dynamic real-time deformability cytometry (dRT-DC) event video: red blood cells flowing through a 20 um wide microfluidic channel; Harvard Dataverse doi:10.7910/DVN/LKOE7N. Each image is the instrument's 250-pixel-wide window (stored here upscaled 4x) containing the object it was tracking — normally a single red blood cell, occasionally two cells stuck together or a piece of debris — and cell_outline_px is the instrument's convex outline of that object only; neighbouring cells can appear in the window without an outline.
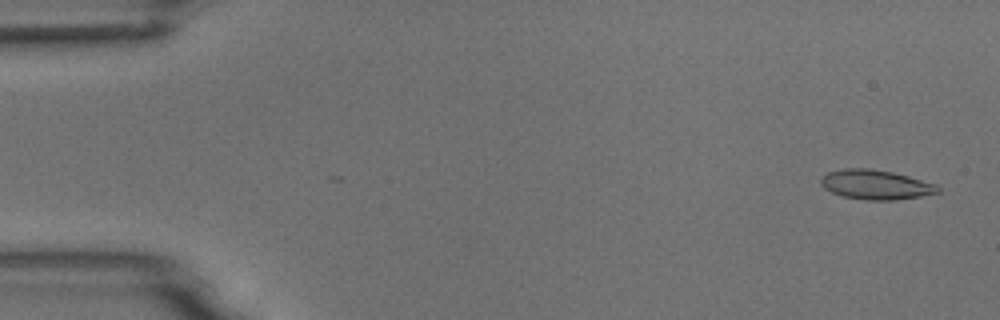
{"species": "common noctule bat (a hibernating species)", "species_latin": "Nyctalus noctula", "temperature_condition": "room temperature", "stored_images_in_passage": 5, "camera_frame_rate_fps": 3000, "um_per_image_px": 0.085, "animal": {"sex": "male", "body_mass_g": 18.8}, "frame": {"image": 1, "passage_image": 1, "time_ms": 0.0, "image_size_px": [1000, 320], "cell_outline_px": [[940, 192], [920, 196], [896, 200], [864, 200], [844, 196], [832, 192], [824, 188], [820, 184], [820, 180], [828, 172], [844, 168], [872, 168], [892, 172], [908, 176], [936, 184], [940, 188]], "centroid_in_image_um": [74.44, 15.69], "position_along_channel_um": 10.6, "area_um2": 20.11}}
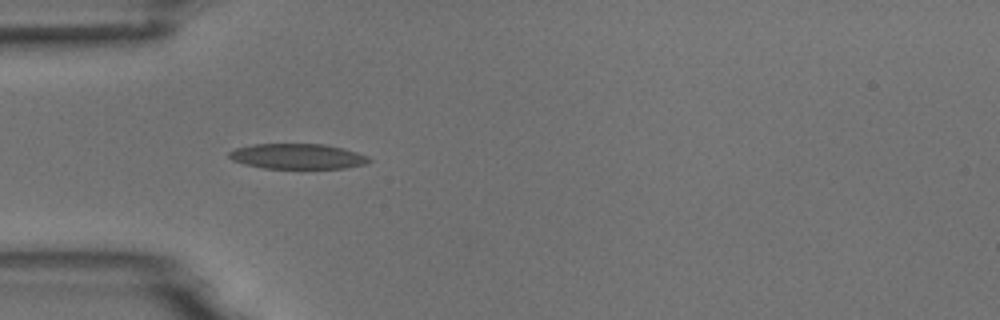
{"frame": {"image": 2, "passage_image": 5, "time_ms": 4.667, "image_size_px": [1000, 320], "cell_outline_px": [[372, 160], [364, 164], [344, 168], [264, 168], [244, 164], [232, 160], [228, 156], [228, 152], [236, 148], [252, 144], [324, 144], [356, 152], [368, 156]], "centroid_in_image_um": [25.25, 13.29], "position_along_channel_um": 59.8, "area_um2": 20.46}}